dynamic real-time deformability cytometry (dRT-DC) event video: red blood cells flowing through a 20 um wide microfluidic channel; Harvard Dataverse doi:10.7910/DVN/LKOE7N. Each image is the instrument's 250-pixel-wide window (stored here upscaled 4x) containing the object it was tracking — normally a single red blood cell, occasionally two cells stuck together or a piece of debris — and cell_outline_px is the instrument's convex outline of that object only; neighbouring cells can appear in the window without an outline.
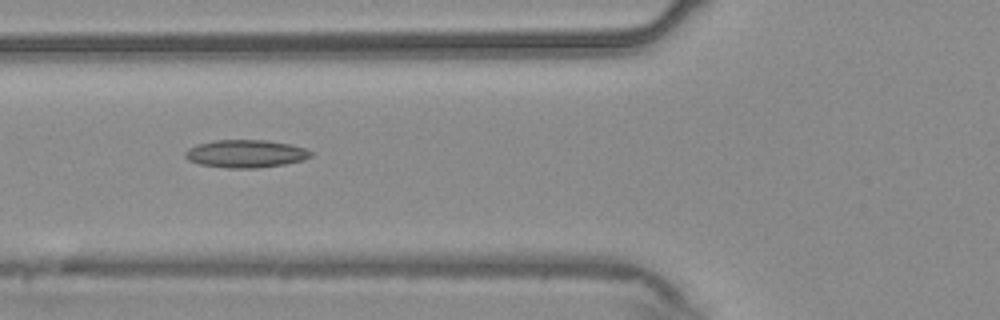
{"species": "common noctule bat (a hibernating species)", "species_latin": "Nyctalus noctula", "temperature_condition": "warm", "stored_images_in_passage": 8, "camera_frame_rate_fps": 3000, "um_per_image_px": 0.085, "animal": {"sex": "male", "body_mass_g": 20.4}, "frame": {"image": 1, "passage_image": 4, "time_ms": 1.0, "image_size_px": [1000, 320], "cell_outline_px": [[312, 156], [304, 160], [284, 164], [256, 168], [228, 168], [200, 164], [188, 160], [184, 156], [184, 152], [188, 148], [196, 144], [216, 140], [268, 140], [292, 144], [304, 148], [312, 152]], "centroid_in_image_um": [20.88, 13.06], "position_along_channel_um": 104.9, "area_um2": 20.46}}